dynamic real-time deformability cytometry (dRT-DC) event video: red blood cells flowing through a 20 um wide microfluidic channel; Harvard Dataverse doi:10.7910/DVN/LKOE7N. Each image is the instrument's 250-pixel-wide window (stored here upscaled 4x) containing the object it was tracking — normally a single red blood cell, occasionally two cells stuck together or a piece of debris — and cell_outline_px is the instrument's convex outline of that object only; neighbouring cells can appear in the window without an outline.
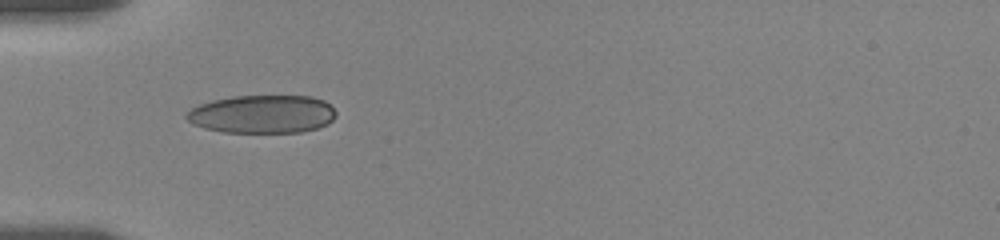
{"species": "human", "species_latin": "Homo sapiens", "temperature_condition": "room temperature", "stored_images_in_passage": 4, "camera_frame_rate_fps": 3000, "um_per_image_px": 0.085, "donor": {"sex": "female"}, "frame": {"image": 1, "passage_image": 1, "time_ms": 0.0, "image_size_px": [1000, 240], "cell_outline_px": [[336, 116], [328, 124], [316, 128], [300, 132], [224, 132], [204, 128], [192, 124], [184, 116], [192, 108], [200, 104], [212, 100], [232, 96], [312, 96], [324, 100], [336, 112]], "centroid_in_image_um": [22.29, 9.7], "position_along_channel_um": 62.7, "area_um2": 33.23}}
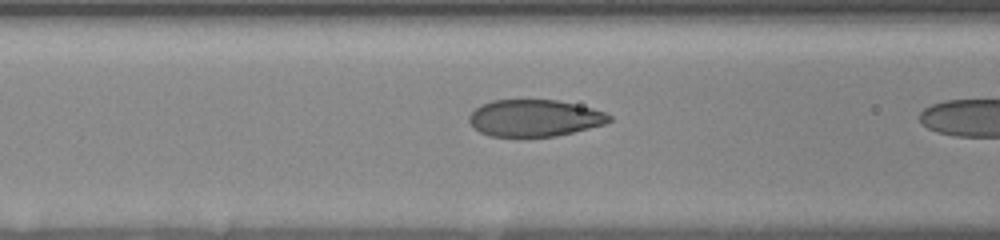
{"frame": {"image": 2, "passage_image": 3, "time_ms": 0.667, "image_size_px": [1000, 240], "cell_outline_px": [[612, 120], [604, 124], [556, 136], [488, 136], [480, 132], [468, 120], [468, 116], [480, 104], [492, 100], [556, 100], [592, 108], [604, 112], [612, 116]], "centroid_in_image_um": [45.42, 10.03], "position_along_channel_um": 121.2, "area_um2": 29.82}}